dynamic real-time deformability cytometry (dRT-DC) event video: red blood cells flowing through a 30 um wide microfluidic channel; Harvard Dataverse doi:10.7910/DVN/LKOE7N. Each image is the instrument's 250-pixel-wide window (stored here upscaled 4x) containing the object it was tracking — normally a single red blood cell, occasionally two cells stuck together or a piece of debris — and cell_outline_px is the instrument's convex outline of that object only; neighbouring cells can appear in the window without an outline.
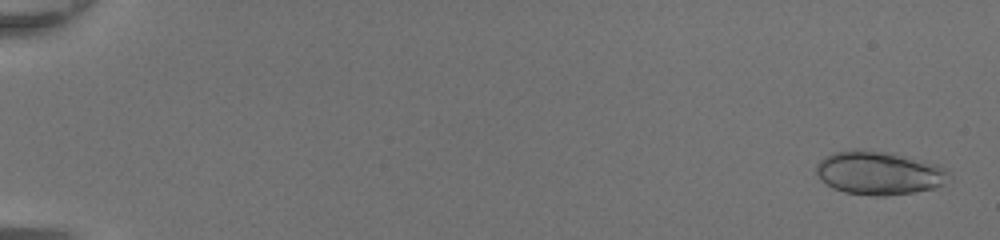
{"species": "common noctule bat (a hibernating species)", "species_latin": "Nyctalus noctula", "temperature_condition": "room temperature", "stored_images_in_passage": 49, "camera_frame_rate_fps": 3000, "um_per_image_px": 0.085, "animal": {"sex": "female", "body_mass_g": 20.0, "forearm_length_mm": 54.0}, "frame": {"image": 1, "passage_image": 2, "time_ms": 0.333, "image_size_px": [1000, 240], "cell_outline_px": [[952, 180], [936, 188], [912, 192], [884, 196], [876, 196], [844, 192], [832, 188], [820, 180], [816, 172], [816, 164], [824, 156], [836, 152], [852, 148], [860, 148], [884, 152], [904, 156], [936, 164], [948, 168], [952, 176]], "centroid_in_image_um": [74.73, 14.7], "position_along_channel_um": 10.3, "area_um2": 34.04}}
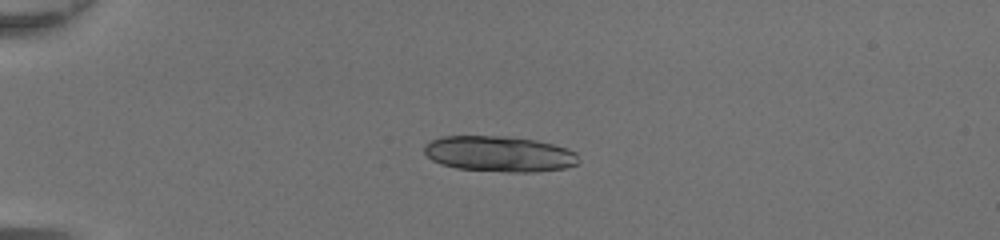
{"frame": {"image": 2, "passage_image": 14, "time_ms": 4.333, "image_size_px": [1000, 240], "cell_outline_px": [[576, 164], [564, 168], [536, 172], [504, 172], [456, 168], [440, 164], [432, 160], [424, 152], [424, 144], [440, 136], [508, 136], [536, 140], [568, 148], [576, 152]], "centroid_in_image_um": [42.4, 13.08], "position_along_channel_um": 42.6, "area_um2": 32.19}}
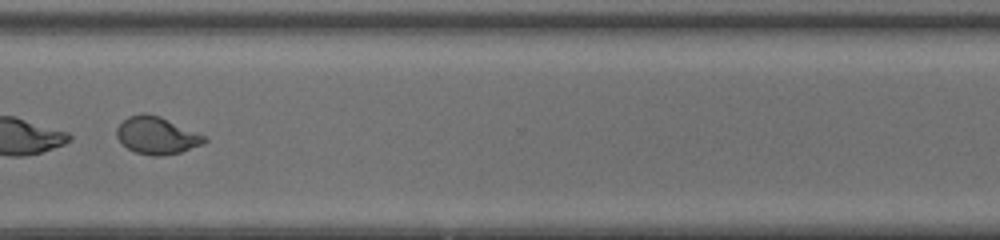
{"frame": {"image": 3, "passage_image": 39, "time_ms": 12.667, "image_size_px": [1000, 240], "cell_outline_px": [[208, 140], [204, 144], [180, 152], [160, 156], [152, 156], [136, 152], [128, 148], [116, 136], [116, 128], [128, 116], [144, 112], [160, 116], [208, 136]], "centroid_in_image_um": [13.37, 11.5], "position_along_channel_um": 357.2, "area_um2": 19.19}}